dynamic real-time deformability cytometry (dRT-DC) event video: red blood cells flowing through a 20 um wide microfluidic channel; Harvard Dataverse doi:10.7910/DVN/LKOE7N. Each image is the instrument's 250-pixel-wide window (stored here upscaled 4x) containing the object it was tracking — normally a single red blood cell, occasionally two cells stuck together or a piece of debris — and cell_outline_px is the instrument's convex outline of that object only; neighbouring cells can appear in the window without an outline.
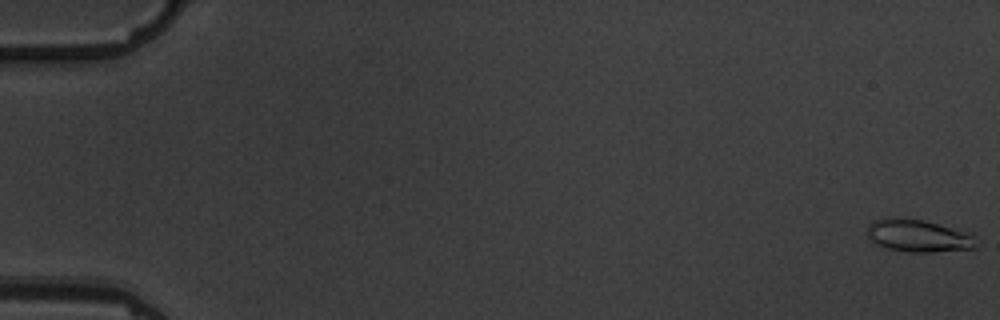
{"species": "common noctule bat (a hibernating species)", "species_latin": "Nyctalus noctula", "temperature_condition": "warm", "stored_images_in_passage": 7, "camera_frame_rate_fps": 3000, "um_per_image_px": 0.085, "animal": {"sex": "male", "body_mass_g": 19.5, "forearm_length_mm": 54.6}, "frame": {"image": 1, "passage_image": 1, "time_ms": 0.0, "image_size_px": [1000, 320], "cell_outline_px": [[976, 248], [932, 252], [908, 252], [888, 248], [876, 244], [864, 232], [868, 224], [876, 220], [888, 216], [924, 220], [968, 232], [972, 236]], "centroid_in_image_um": [77.98, 20.02], "position_along_channel_um": 7.0, "area_um2": 20.63}}
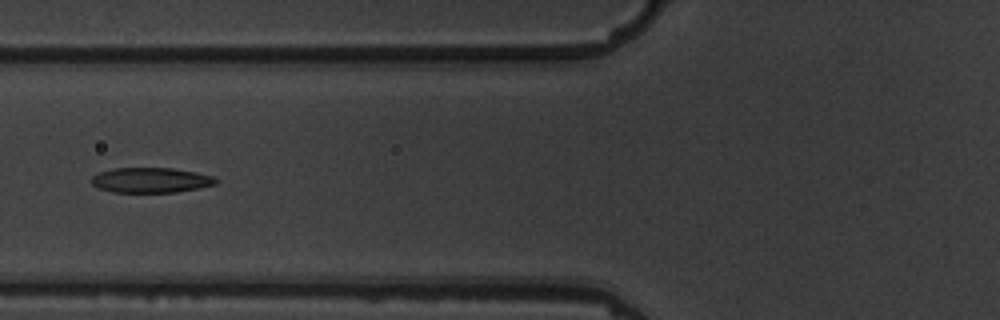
{"frame": {"image": 2, "passage_image": 7, "time_ms": 7.667, "image_size_px": [1000, 320], "cell_outline_px": [[216, 184], [176, 192], [112, 192], [100, 188], [92, 184], [92, 176], [96, 172], [112, 168], [172, 168], [196, 172], [212, 176], [216, 180]], "centroid_in_image_um": [12.77, 15.3], "position_along_channel_um": 113.0, "area_um2": 18.09}}